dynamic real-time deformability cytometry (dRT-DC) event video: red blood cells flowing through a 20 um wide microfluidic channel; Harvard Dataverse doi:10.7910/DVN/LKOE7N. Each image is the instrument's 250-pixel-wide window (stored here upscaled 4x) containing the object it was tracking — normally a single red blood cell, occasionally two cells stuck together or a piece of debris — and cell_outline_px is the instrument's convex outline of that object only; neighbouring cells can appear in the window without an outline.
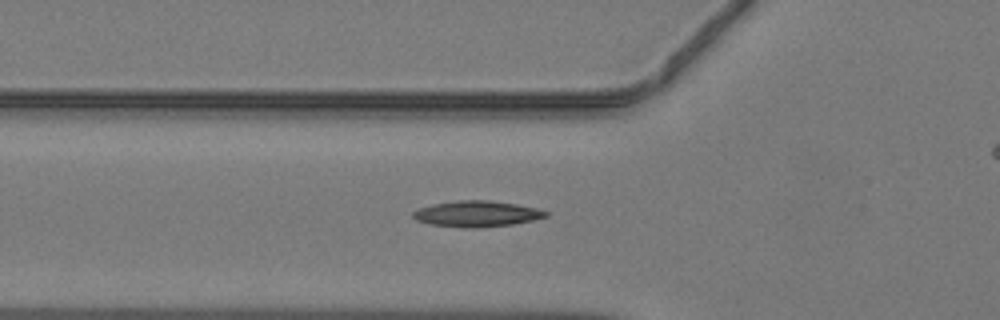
{"species": "common noctule bat (a hibernating species)", "species_latin": "Nyctalus noctula", "temperature_condition": "warm", "stored_images_in_passage": 38, "camera_frame_rate_fps": 3000, "um_per_image_px": 0.085, "animal": {"sex": "male", "body_mass_g": 19.2, "forearm_length_mm": 51.8}, "frame": {"image": 1, "passage_image": 13, "time_ms": 4.0, "image_size_px": [1000, 320], "cell_outline_px": [[548, 216], [532, 220], [512, 224], [476, 228], [460, 228], [428, 224], [416, 220], [412, 216], [412, 212], [420, 208], [432, 204], [456, 200], [488, 200], [516, 204], [536, 208], [548, 212]], "centroid_in_image_um": [40.48, 18.18], "position_along_channel_um": 85.3, "area_um2": 20.11}}
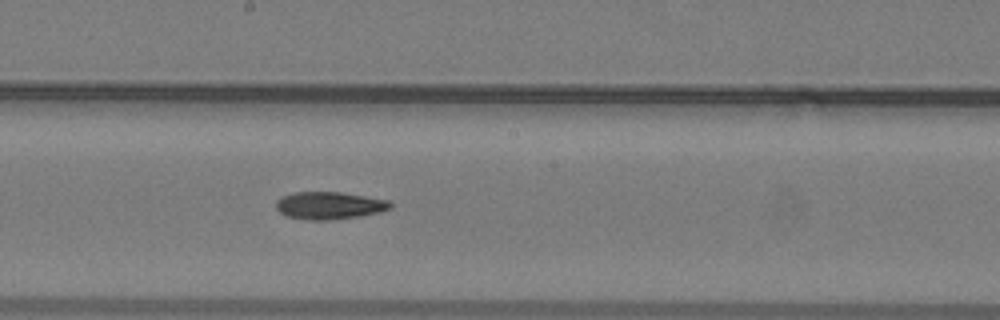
{"frame": {"image": 2, "passage_image": 22, "time_ms": 7.0, "image_size_px": [1000, 320], "cell_outline_px": [[392, 208], [376, 212], [356, 216], [328, 220], [312, 220], [284, 216], [276, 208], [276, 200], [280, 196], [292, 192], [340, 192], [392, 200]], "centroid_in_image_um": [27.96, 17.45], "position_along_channel_um": 220.2, "area_um2": 18.32}}
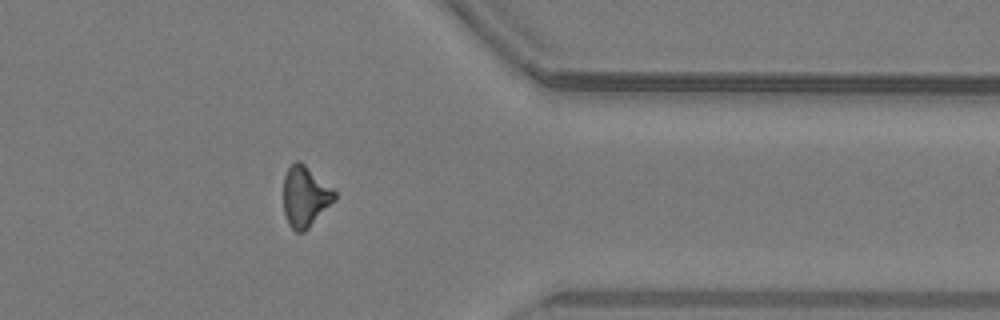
{"frame": {"image": 3, "passage_image": 34, "time_ms": 11.0, "image_size_px": [1000, 320], "cell_outline_px": [[336, 200], [304, 232], [296, 232], [288, 224], [284, 212], [284, 176], [288, 168], [296, 160], [300, 160], [332, 188], [336, 192]], "centroid_in_image_um": [25.94, 16.71], "position_along_channel_um": 385.5, "area_um2": 18.03}}